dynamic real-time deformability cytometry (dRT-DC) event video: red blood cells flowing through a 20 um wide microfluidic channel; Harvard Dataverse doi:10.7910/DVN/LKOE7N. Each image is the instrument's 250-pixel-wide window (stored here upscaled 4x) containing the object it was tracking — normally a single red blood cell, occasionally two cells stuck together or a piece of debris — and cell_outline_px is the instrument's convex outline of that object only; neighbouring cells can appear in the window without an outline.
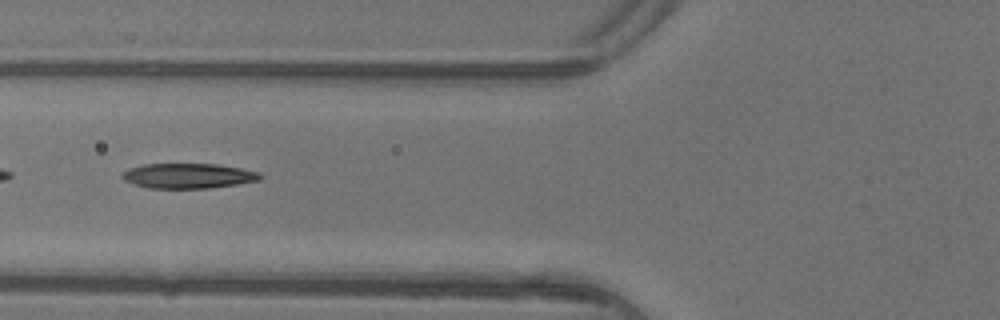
{"species": "common noctule bat (a hibernating species)", "species_latin": "Nyctalus noctula", "temperature_condition": "warm", "stored_images_in_passage": 6, "camera_frame_rate_fps": 3000, "um_per_image_px": 0.085, "animal": {"sex": "female"}, "frame": {"image": 1, "passage_image": 5, "time_ms": 1.333, "image_size_px": [1000, 320], "cell_outline_px": [[264, 176], [260, 180], [236, 184], [208, 188], [148, 188], [124, 180], [120, 176], [120, 172], [128, 168], [144, 164], [216, 164], [240, 168], [260, 172]], "centroid_in_image_um": [15.98, 14.94], "position_along_channel_um": 109.8, "area_um2": 20.17}}
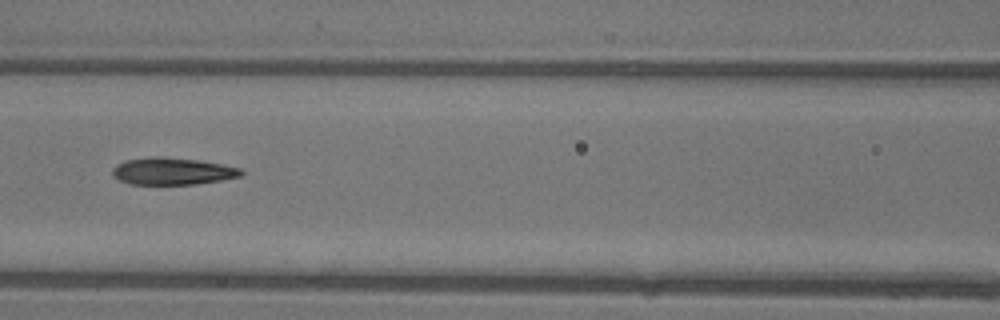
{"frame": {"image": 2, "passage_image": 6, "time_ms": 1.667, "image_size_px": [1000, 320], "cell_outline_px": [[244, 172], [240, 176], [220, 180], [196, 184], [128, 184], [112, 176], [112, 168], [116, 164], [124, 160], [152, 156], [160, 156], [196, 160], [224, 164], [240, 168]], "centroid_in_image_um": [14.61, 14.54], "position_along_channel_um": 152.0, "area_um2": 20.4}}